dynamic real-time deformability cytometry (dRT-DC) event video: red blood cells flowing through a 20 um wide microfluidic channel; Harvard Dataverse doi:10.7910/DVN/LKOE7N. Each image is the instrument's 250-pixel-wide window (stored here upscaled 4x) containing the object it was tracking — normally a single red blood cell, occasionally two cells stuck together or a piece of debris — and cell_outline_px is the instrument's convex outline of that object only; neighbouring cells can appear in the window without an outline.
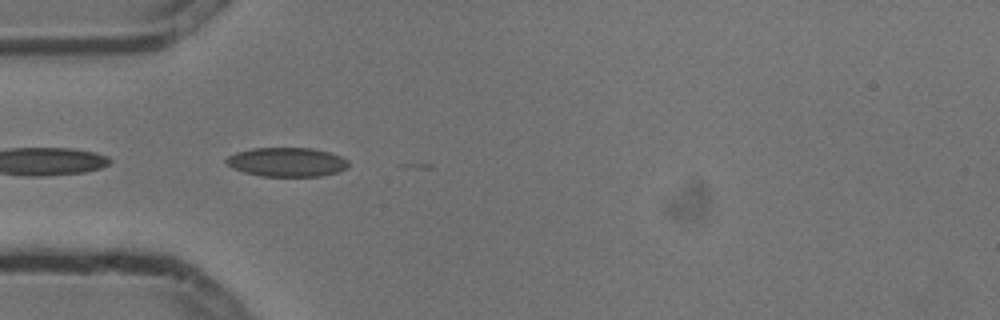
{"species": "common noctule bat (a hibernating species)", "species_latin": "Nyctalus noctula", "temperature_condition": "cold", "stored_images_in_passage": 4, "camera_frame_rate_fps": 3000, "um_per_image_px": 0.085, "animal": {"sex": "male", "body_mass_g": 13.3}, "frame": {"image": 1, "passage_image": 3, "time_ms": 0.667, "image_size_px": [1000, 320], "cell_outline_px": [[348, 168], [336, 172], [320, 176], [260, 176], [244, 172], [232, 168], [224, 160], [228, 156], [236, 152], [252, 148], [312, 148], [328, 152], [340, 156], [348, 160]], "centroid_in_image_um": [24.37, 13.77], "position_along_channel_um": 60.6, "area_um2": 20.69}}